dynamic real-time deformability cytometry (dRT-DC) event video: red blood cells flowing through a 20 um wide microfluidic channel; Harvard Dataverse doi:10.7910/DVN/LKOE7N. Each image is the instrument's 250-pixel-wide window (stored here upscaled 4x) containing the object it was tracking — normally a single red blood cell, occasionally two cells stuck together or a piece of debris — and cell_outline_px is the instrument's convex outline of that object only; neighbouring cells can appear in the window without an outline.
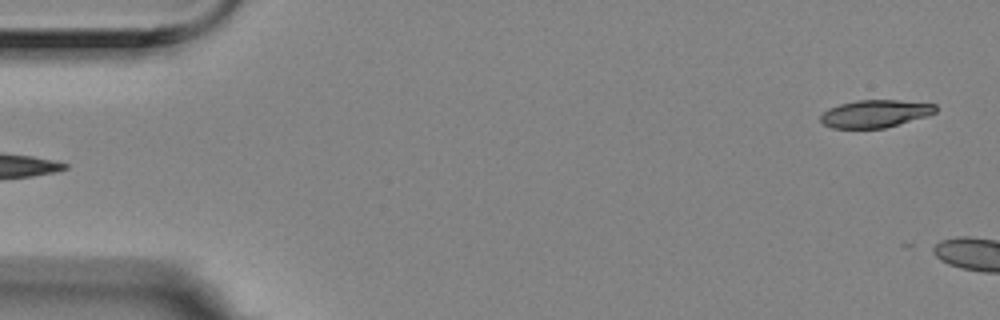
{"species": "Egyptian fruit bat (a non-hibernating species)", "species_latin": "Rousettus aegyptiacus", "temperature_condition": "room temperature", "stored_images_in_passage": 6, "camera_frame_rate_fps": 3000, "um_per_image_px": 0.085, "animal": {"sex": "female"}, "frame": {"image": 1, "passage_image": 6, "time_ms": 1.667, "image_size_px": [1000, 320], "cell_outline_px": [[936, 112], [928, 116], [884, 128], [832, 128], [824, 124], [820, 120], [820, 116], [828, 108], [840, 104], [856, 100], [896, 100], [936, 104]], "centroid_in_image_um": [74.39, 9.66], "position_along_channel_um": 10.6, "area_um2": 18.44}}